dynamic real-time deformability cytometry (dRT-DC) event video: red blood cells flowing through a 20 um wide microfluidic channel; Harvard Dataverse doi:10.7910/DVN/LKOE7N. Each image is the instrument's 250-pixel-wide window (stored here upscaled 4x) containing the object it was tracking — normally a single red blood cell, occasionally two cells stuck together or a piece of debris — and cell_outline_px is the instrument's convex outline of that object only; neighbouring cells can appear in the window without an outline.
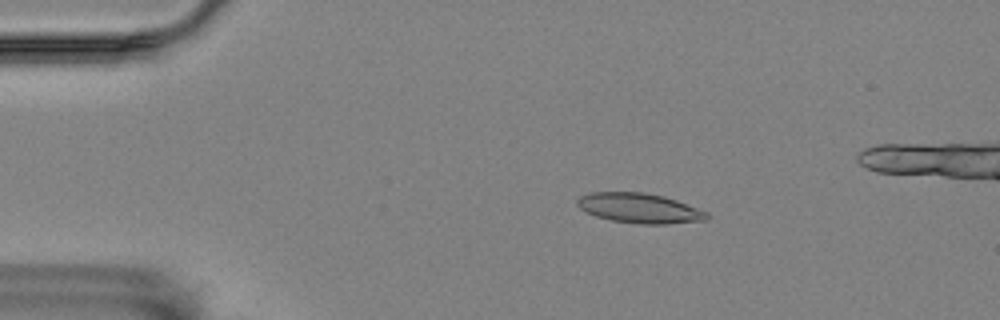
{"species": "Egyptian fruit bat (a non-hibernating species)", "species_latin": "Rousettus aegyptiacus", "temperature_condition": "room temperature", "stored_images_in_passage": 49, "camera_frame_rate_fps": 3000, "um_per_image_px": 0.085, "animal": {"sex": "female"}, "frame": {"image": 1, "passage_image": 7, "time_ms": 2.0, "image_size_px": [1000, 320], "cell_outline_px": [[708, 220], [668, 224], [636, 224], [612, 220], [596, 216], [584, 212], [576, 204], [576, 200], [580, 196], [588, 192], [644, 192], [664, 196], [676, 200], [708, 212]], "centroid_in_image_um": [54.33, 17.69], "position_along_channel_um": 30.7, "area_um2": 22.77}}
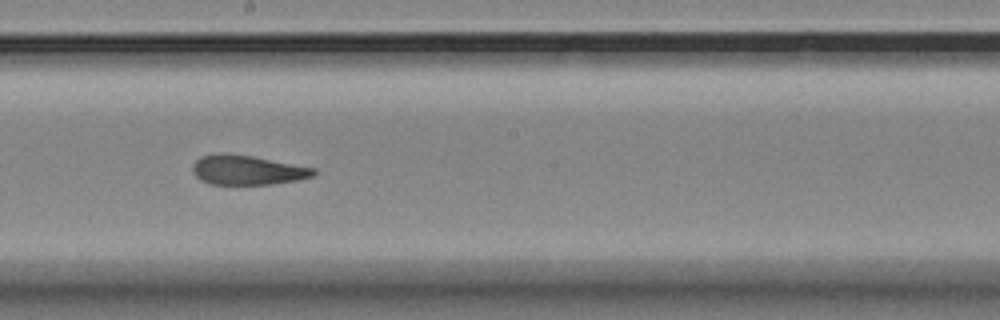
{"frame": {"image": 2, "passage_image": 28, "time_ms": 9.0, "image_size_px": [1000, 320], "cell_outline_px": [[316, 172], [312, 176], [296, 180], [272, 184], [208, 184], [200, 180], [192, 172], [192, 164], [200, 156], [216, 152], [220, 152], [252, 156], [316, 168]], "centroid_in_image_um": [20.96, 14.44], "position_along_channel_um": 227.2, "area_um2": 20.98}}
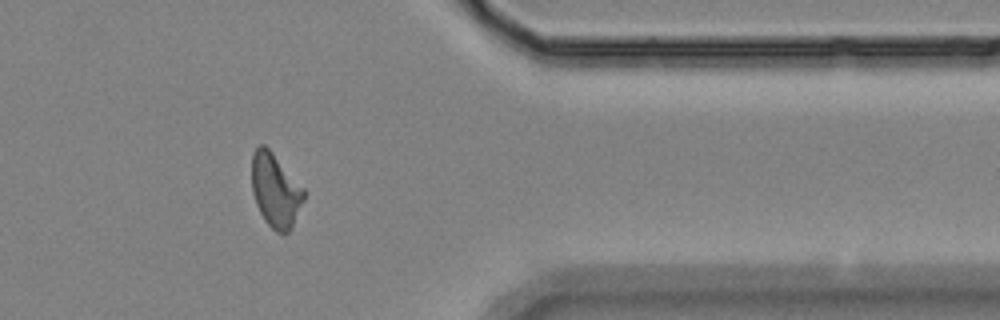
{"frame": {"image": 3, "passage_image": 43, "time_ms": 14.0, "image_size_px": [1000, 320], "cell_outline_px": [[304, 200], [288, 232], [284, 236], [276, 232], [264, 220], [256, 204], [252, 192], [252, 152], [260, 144], [264, 144], [272, 152], [304, 188]], "centroid_in_image_um": [23.39, 16.18], "position_along_channel_um": 388.0, "area_um2": 22.25}}